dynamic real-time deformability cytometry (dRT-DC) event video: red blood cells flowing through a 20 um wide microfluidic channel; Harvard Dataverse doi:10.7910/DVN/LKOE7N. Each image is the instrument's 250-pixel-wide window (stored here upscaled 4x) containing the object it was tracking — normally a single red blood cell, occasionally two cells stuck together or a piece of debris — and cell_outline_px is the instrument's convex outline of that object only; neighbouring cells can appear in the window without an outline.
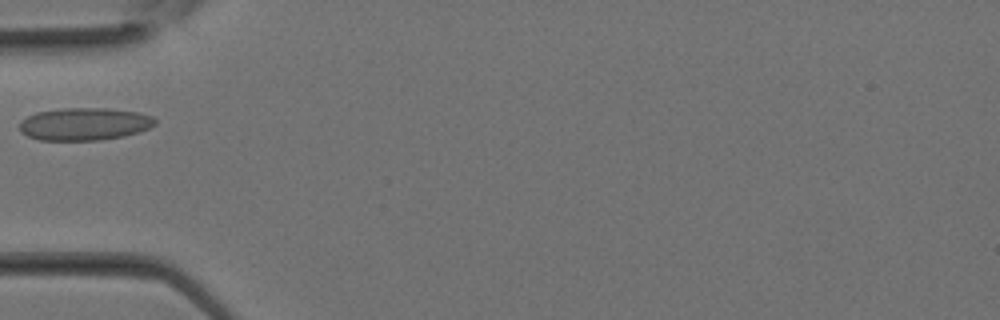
{"species": "Egyptian fruit bat (a non-hibernating species)", "species_latin": "Rousettus aegyptiacus", "temperature_condition": "room temperature", "stored_images_in_passage": 2, "camera_frame_rate_fps": 3000, "um_per_image_px": 0.085, "animal": {"sex": "female"}, "frame": {"image": 1, "passage_image": 1, "time_ms": 0.0, "image_size_px": [1000, 320], "cell_outline_px": [[156, 124], [140, 132], [124, 136], [100, 140], [40, 140], [28, 136], [20, 132], [20, 120], [36, 112], [60, 108], [104, 108], [140, 112], [152, 116], [156, 120]], "centroid_in_image_um": [7.18, 10.54], "position_along_channel_um": 77.8, "area_um2": 25.89}}